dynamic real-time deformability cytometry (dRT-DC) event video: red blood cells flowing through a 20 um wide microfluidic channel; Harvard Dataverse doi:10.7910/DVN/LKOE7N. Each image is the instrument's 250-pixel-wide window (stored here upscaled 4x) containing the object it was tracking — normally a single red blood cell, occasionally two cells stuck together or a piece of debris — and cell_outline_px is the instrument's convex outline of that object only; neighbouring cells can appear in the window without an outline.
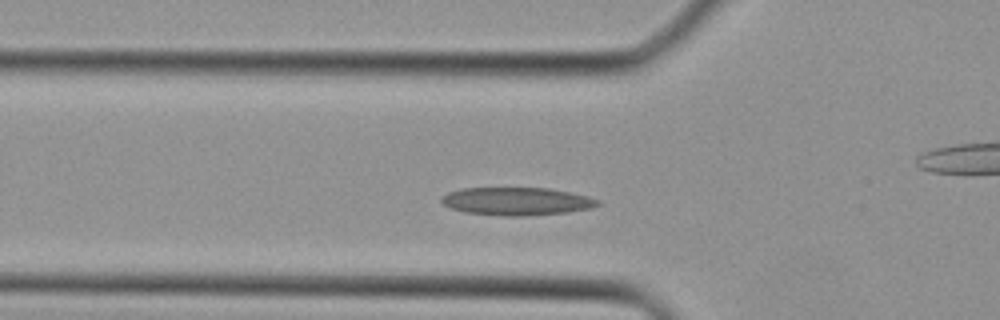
{"species": "Egyptian fruit bat (a non-hibernating species)", "species_latin": "Rousettus aegyptiacus", "temperature_condition": "cold", "stored_images_in_passage": 37, "camera_frame_rate_fps": 3000, "um_per_image_px": 0.085, "animal": {"sex": "female"}, "frame": {"image": 1, "passage_image": 10, "time_ms": 3.0, "image_size_px": [1000, 320], "cell_outline_px": [[600, 204], [592, 208], [568, 212], [524, 216], [504, 216], [464, 212], [448, 208], [440, 200], [448, 192], [460, 188], [552, 188], [588, 196], [600, 200]], "centroid_in_image_um": [43.93, 17.11], "position_along_channel_um": 81.9, "area_um2": 25.61}}
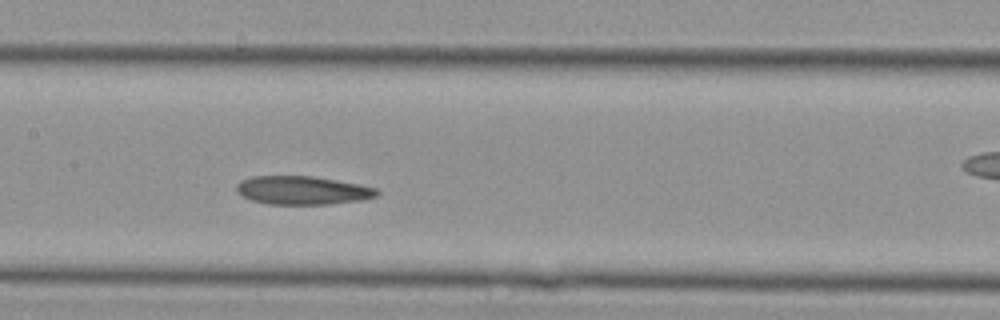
{"frame": {"image": 2, "passage_image": 16, "time_ms": 5.0, "image_size_px": [1000, 320], "cell_outline_px": [[380, 192], [376, 196], [360, 200], [332, 204], [268, 204], [252, 200], [236, 192], [236, 184], [240, 180], [252, 176], [312, 176], [360, 184], [376, 188]], "centroid_in_image_um": [25.7, 16.17], "position_along_channel_um": 181.7, "area_um2": 23.29}}
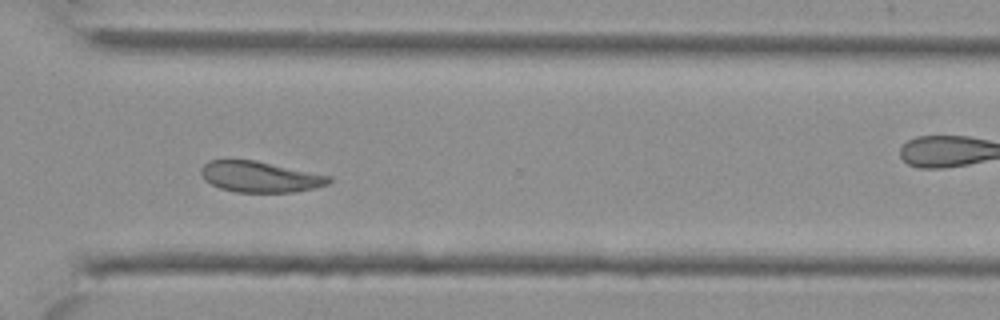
{"frame": {"image": 3, "passage_image": 26, "time_ms": 8.333, "image_size_px": [1000, 320], "cell_outline_px": [[332, 180], [328, 184], [316, 188], [296, 192], [236, 192], [220, 188], [204, 180], [200, 172], [200, 168], [208, 160], [256, 160], [332, 176]], "centroid_in_image_um": [22.12, 15.03], "position_along_channel_um": 348.5, "area_um2": 23.18}}